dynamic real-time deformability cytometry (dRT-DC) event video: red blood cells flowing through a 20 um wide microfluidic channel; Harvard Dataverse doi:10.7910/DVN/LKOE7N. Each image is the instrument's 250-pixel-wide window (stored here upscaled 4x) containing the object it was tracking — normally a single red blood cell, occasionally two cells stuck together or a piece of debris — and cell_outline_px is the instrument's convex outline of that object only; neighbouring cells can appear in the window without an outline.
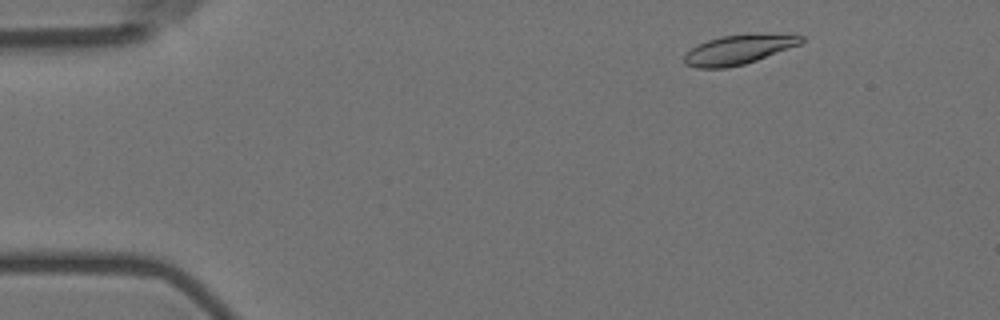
{"species": "Egyptian fruit bat (a non-hibernating species)", "species_latin": "Rousettus aegyptiacus", "temperature_condition": "room temperature", "stored_images_in_passage": 7, "camera_frame_rate_fps": 3000, "um_per_image_px": 0.085, "animal": {"sex": "female"}, "frame": {"image": 1, "passage_image": 2, "time_ms": 0.333, "image_size_px": [1000, 320], "cell_outline_px": [[804, 40], [800, 44], [756, 60], [744, 64], [728, 68], [696, 68], [684, 64], [684, 56], [696, 44], [720, 36], [792, 32], [796, 32], [804, 36]], "centroid_in_image_um": [62.84, 4.19], "position_along_channel_um": 22.2, "area_um2": 20.35}}
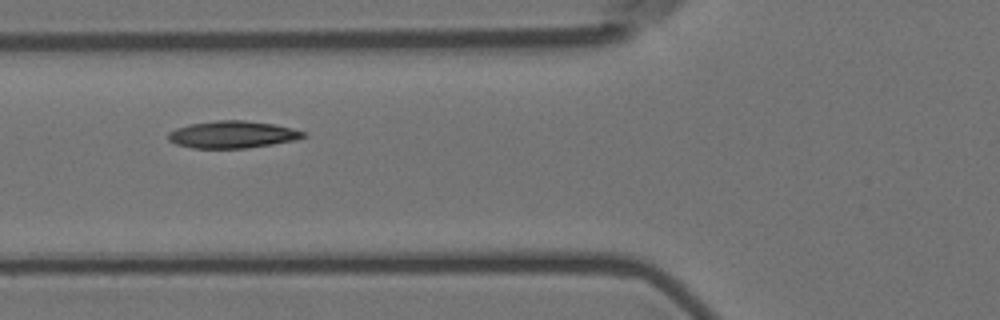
{"frame": {"image": 2, "passage_image": 6, "time_ms": 1.667, "image_size_px": [1000, 320], "cell_outline_px": [[308, 136], [292, 140], [272, 144], [248, 148], [192, 148], [176, 144], [168, 140], [168, 132], [176, 128], [188, 124], [216, 120], [244, 120], [272, 124], [292, 128], [308, 132]], "centroid_in_image_um": [19.75, 11.43], "position_along_channel_um": 106.1, "area_um2": 21.44}}
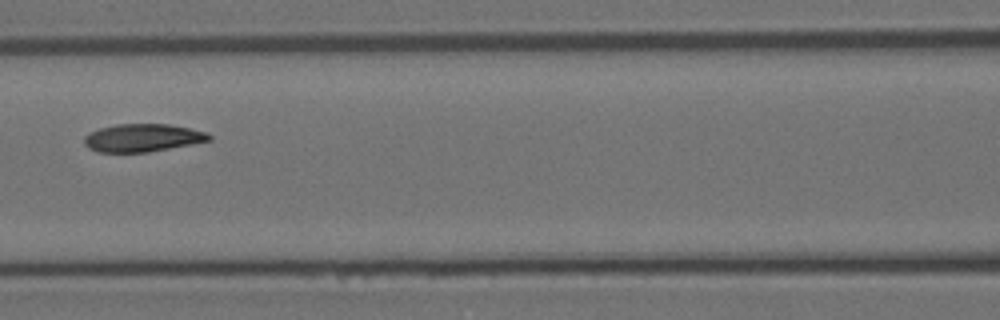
{"frame": {"image": 3, "passage_image": 7, "time_ms": 2.0, "image_size_px": [1000, 320], "cell_outline_px": [[212, 140], [192, 144], [148, 152], [96, 152], [88, 148], [84, 144], [84, 136], [88, 132], [100, 128], [116, 124], [168, 124], [208, 132], [212, 136]], "centroid_in_image_um": [12.1, 11.71], "position_along_channel_um": 154.5, "area_um2": 20.4}}